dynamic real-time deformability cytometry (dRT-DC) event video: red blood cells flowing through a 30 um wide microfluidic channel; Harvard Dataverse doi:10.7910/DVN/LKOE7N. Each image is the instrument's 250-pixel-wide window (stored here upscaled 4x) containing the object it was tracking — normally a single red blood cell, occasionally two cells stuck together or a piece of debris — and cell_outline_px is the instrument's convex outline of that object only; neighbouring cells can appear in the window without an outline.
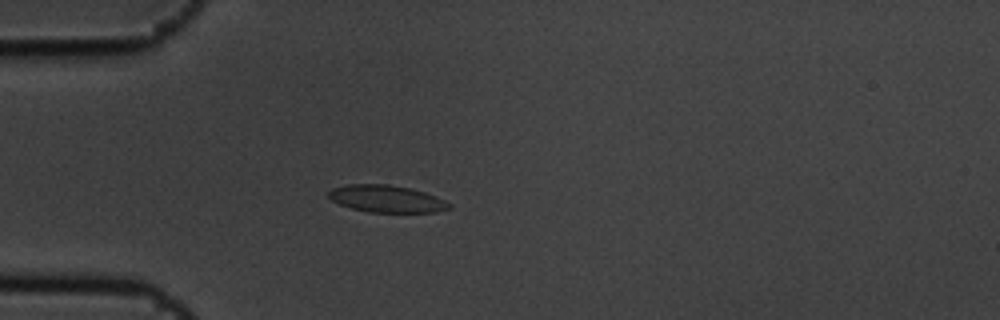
{"species": "common noctule bat (a hibernating species)", "species_latin": "Nyctalus noctula", "temperature_condition": "cold", "stored_images_in_passage": 5, "camera_frame_rate_fps": 3000, "um_per_image_px": 0.085, "animal": {"sex": "male", "body_mass_g": 19.5, "forearm_length_mm": 54.6}, "frame": {"image": 1, "passage_image": 5, "time_ms": 1.333, "image_size_px": [1000, 320], "cell_outline_px": [[452, 208], [436, 212], [368, 212], [352, 208], [340, 204], [332, 200], [328, 196], [328, 192], [332, 188], [348, 184], [388, 184], [408, 188], [424, 192], [436, 196], [452, 204]], "centroid_in_image_um": [32.87, 16.9], "position_along_channel_um": 52.1, "area_um2": 19.02}}